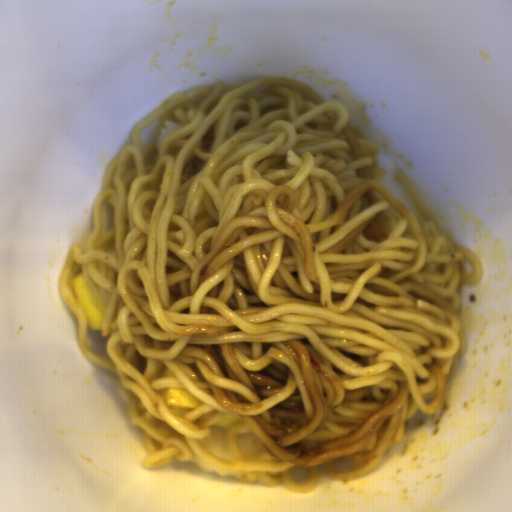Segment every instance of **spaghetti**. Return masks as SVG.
Wrapping results in <instances>:
<instances>
[{
	"label": "spaghetti",
	"instance_id": "c7327b10",
	"mask_svg": "<svg viewBox=\"0 0 512 512\" xmlns=\"http://www.w3.org/2000/svg\"><path fill=\"white\" fill-rule=\"evenodd\" d=\"M173 93L105 165L85 250L58 280L77 347L115 375L143 467L314 492L361 479L418 410L447 401L468 351L450 242L403 169L413 210L344 104L268 74ZM97 284L109 360L88 349L70 282ZM200 407H170L166 388Z\"/></svg>",
	"mask_w": 512,
	"mask_h": 512
}]
</instances>
